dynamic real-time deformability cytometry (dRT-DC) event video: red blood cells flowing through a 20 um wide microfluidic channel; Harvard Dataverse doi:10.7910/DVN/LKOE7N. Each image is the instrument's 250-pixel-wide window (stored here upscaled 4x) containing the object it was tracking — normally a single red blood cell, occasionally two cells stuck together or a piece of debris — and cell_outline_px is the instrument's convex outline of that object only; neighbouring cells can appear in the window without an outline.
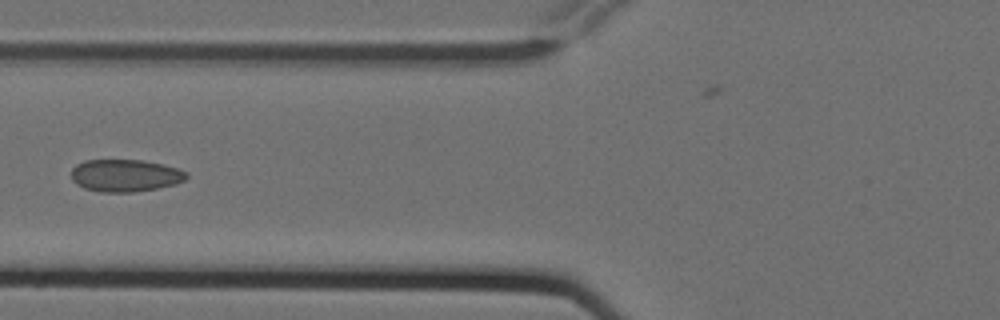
{"species": "Egyptian fruit bat (a non-hibernating species)", "species_latin": "Rousettus aegyptiacus", "temperature_condition": "cold", "stored_images_in_passage": 7, "camera_frame_rate_fps": 3000, "um_per_image_px": 0.085, "animal": {"sex": "female"}, "frame": {"image": 1, "passage_image": 6, "time_ms": 1.667, "image_size_px": [1000, 320], "cell_outline_px": [[188, 176], [184, 180], [176, 184], [156, 188], [132, 192], [100, 192], [84, 188], [76, 184], [72, 180], [72, 168], [76, 164], [84, 160], [144, 160], [164, 164], [188, 172]], "centroid_in_image_um": [10.64, 14.91], "position_along_channel_um": 115.2, "area_um2": 21.79}}